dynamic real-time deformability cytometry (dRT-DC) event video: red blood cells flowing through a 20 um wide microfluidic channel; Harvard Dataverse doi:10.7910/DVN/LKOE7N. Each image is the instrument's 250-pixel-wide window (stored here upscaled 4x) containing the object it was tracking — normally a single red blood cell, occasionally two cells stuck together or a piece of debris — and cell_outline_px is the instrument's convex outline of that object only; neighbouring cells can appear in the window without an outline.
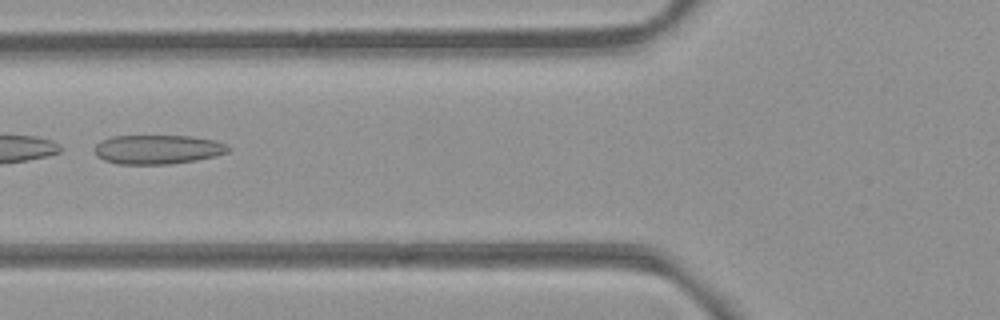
{"species": "common noctule bat (a hibernating species)", "species_latin": "Nyctalus noctula", "temperature_condition": "room temperature", "stored_images_in_passage": 38, "camera_frame_rate_fps": 3000, "um_per_image_px": 0.085, "animal": {"sex": "female", "body_mass_g": 21.9}, "frame": {"image": 1, "passage_image": 6, "time_ms": 1.667, "image_size_px": [1000, 320], "cell_outline_px": [[232, 148], [228, 152], [216, 156], [196, 160], [168, 164], [116, 164], [104, 160], [96, 156], [96, 144], [100, 140], [112, 136], [192, 136], [216, 140], [228, 144]], "centroid_in_image_um": [13.44, 12.7], "position_along_channel_um": 112.4, "area_um2": 22.95}}
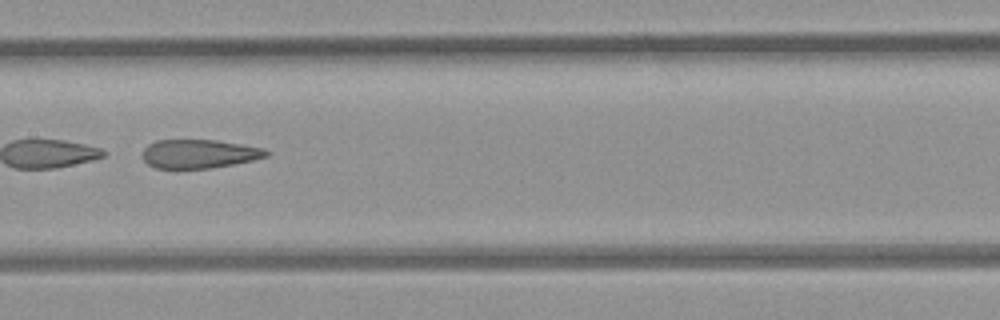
{"frame": {"image": 2, "passage_image": 12, "time_ms": 3.667, "image_size_px": [1000, 320], "cell_outline_px": [[268, 156], [252, 160], [212, 168], [156, 168], [148, 164], [144, 160], [144, 148], [148, 144], [156, 140], [216, 140], [264, 148], [268, 152]], "centroid_in_image_um": [16.92, 13.07], "position_along_channel_um": 190.5, "area_um2": 20.52}, "authors_computed_cell_mechanics": {"area_um2": 22.9466, "velocity_mm_per_s": 3.8711, "shape_relaxation_time_tau1_ms": null, "shape_relaxation_time_tau2_ms": 2.5176, "deformation_change_tau1": null, "deformation_change_tau2": 0.1388}}